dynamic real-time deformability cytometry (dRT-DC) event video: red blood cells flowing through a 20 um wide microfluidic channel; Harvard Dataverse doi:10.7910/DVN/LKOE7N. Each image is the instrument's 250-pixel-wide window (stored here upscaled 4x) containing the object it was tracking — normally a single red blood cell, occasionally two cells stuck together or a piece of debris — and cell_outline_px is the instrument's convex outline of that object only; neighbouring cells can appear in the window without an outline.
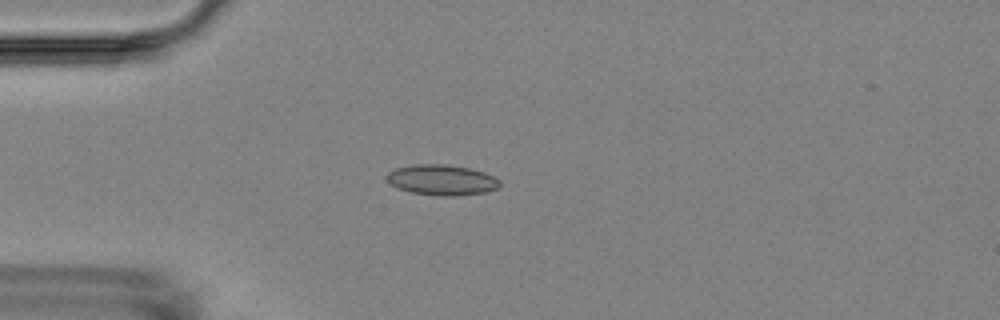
{"species": "Egyptian fruit bat (a non-hibernating species)", "species_latin": "Rousettus aegyptiacus", "temperature_condition": "room temperature", "stored_images_in_passage": 4, "camera_frame_rate_fps": 3000, "um_per_image_px": 0.085, "animal": {"sex": "female"}, "frame": {"image": 1, "passage_image": 4, "time_ms": 3.333, "image_size_px": [1000, 320], "cell_outline_px": [[500, 188], [484, 192], [456, 196], [440, 196], [412, 192], [400, 188], [392, 184], [388, 180], [388, 172], [396, 168], [412, 164], [444, 164], [468, 168], [484, 172], [500, 180]], "centroid_in_image_um": [37.59, 15.29], "position_along_channel_um": 47.4, "area_um2": 19.88}}